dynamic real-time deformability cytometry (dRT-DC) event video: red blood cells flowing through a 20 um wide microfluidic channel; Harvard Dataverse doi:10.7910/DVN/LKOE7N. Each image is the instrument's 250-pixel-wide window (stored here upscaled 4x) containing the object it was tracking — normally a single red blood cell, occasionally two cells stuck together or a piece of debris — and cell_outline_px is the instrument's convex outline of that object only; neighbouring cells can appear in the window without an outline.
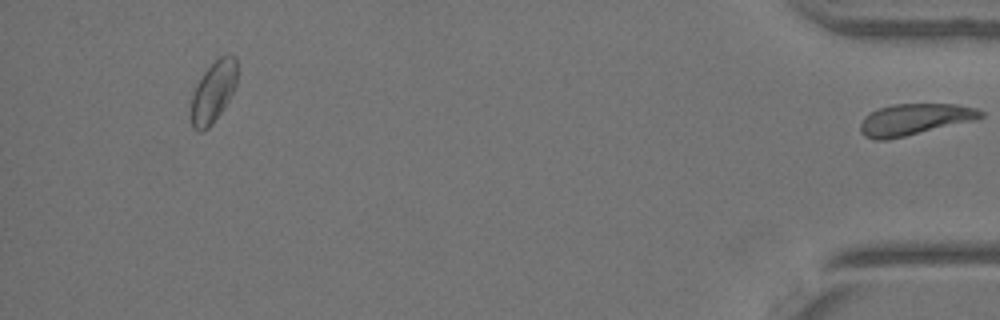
{"species": "Egyptian fruit bat (a non-hibernating species)", "species_latin": "Rousettus aegyptiacus", "temperature_condition": "warm", "stored_images_in_passage": 27, "segment_of_instrument_passage": [2, 2], "camera_frame_rate_fps": 3000, "um_per_image_px": 0.085, "animal": {"sex": "female"}, "frame": {"image": 1, "passage_image": 27, "time_ms": 8.667, "image_size_px": [1000, 320], "cell_outline_px": [[984, 116], [976, 120], [888, 140], [872, 140], [864, 136], [860, 132], [860, 124], [864, 116], [880, 108], [892, 104], [956, 104], [980, 108], [984, 112]], "centroid_in_image_um": [77.76, 10.15], "position_along_channel_um": 357.4, "area_um2": 22.25}}